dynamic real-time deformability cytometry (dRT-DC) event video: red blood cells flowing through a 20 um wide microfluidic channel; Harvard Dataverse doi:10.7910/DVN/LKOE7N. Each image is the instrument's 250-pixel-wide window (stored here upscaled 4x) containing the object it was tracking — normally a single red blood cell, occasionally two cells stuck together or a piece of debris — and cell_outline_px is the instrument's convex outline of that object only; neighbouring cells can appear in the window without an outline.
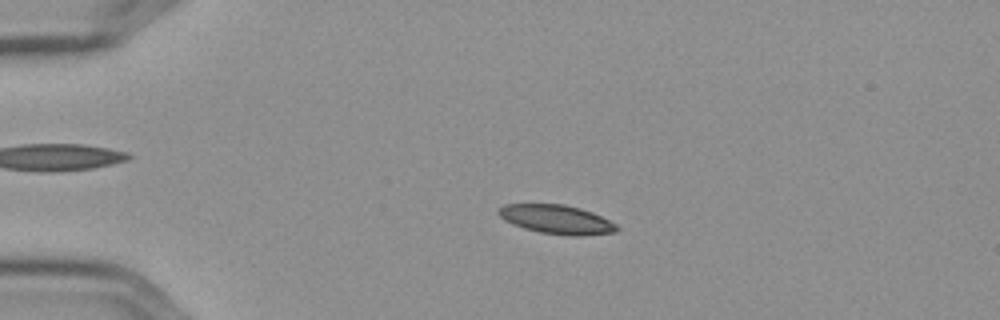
{"species": "Egyptian fruit bat (a non-hibernating species)", "species_latin": "Rousettus aegyptiacus", "temperature_condition": "cold", "stored_images_in_passage": 57, "camera_frame_rate_fps": 3000, "um_per_image_px": 0.085, "frame": {"image": 1, "passage_image": 13, "time_ms": 4.0, "image_size_px": [1000, 320], "cell_outline_px": [[620, 228], [616, 232], [580, 236], [568, 236], [540, 232], [524, 228], [512, 224], [504, 220], [496, 212], [496, 208], [504, 204], [564, 204], [580, 208], [592, 212], [616, 224]], "centroid_in_image_um": [47.28, 18.65], "position_along_channel_um": 37.7, "area_um2": 20.11}}
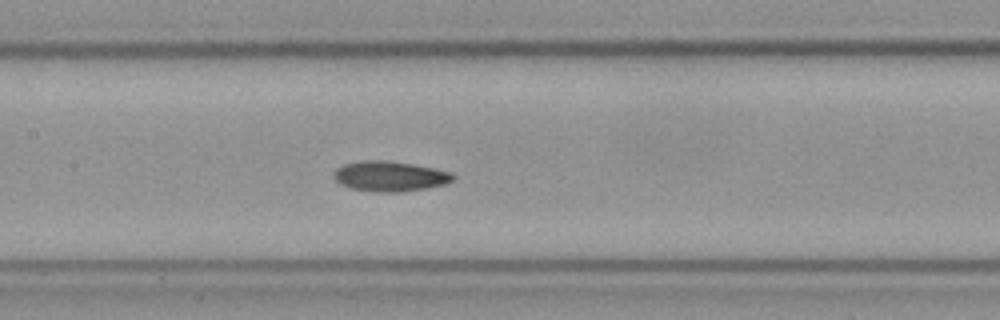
{"frame": {"image": 2, "passage_image": 28, "time_ms": 9.0, "image_size_px": [1000, 320], "cell_outline_px": [[456, 176], [452, 180], [444, 184], [424, 188], [400, 192], [376, 192], [352, 188], [340, 184], [332, 176], [336, 168], [344, 164], [360, 160], [388, 160], [412, 164], [452, 172]], "centroid_in_image_um": [33.11, 14.97], "position_along_channel_um": 174.3, "area_um2": 20.92}}
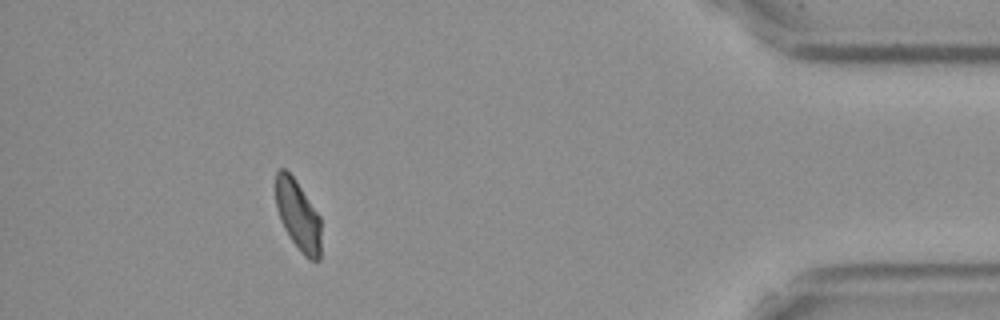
{"frame": {"image": 3, "passage_image": 52, "time_ms": 17.0, "image_size_px": [1000, 320], "cell_outline_px": [[320, 260], [308, 260], [300, 252], [284, 228], [280, 220], [276, 208], [276, 172], [280, 168], [284, 168], [296, 180], [320, 216]], "centroid_in_image_um": [25.33, 18.31], "position_along_channel_um": 409.9, "area_um2": 18.55}, "authors_computed_cell_mechanics": {"area_um2": 19.8254, "velocity_mm_per_s": 3.5683, "shape_relaxation_time_tau1_ms": 10.3195, "shape_relaxation_time_tau2_ms": 4.6957, "deformation_change_tau1": 0.1732, "deformation_change_tau2": 0.0769}}